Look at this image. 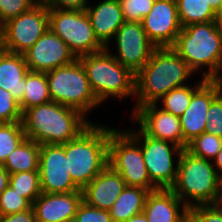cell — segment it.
Wrapping results in <instances>:
<instances>
[{"label": "cell", "instance_id": "obj_1", "mask_svg": "<svg viewBox=\"0 0 222 222\" xmlns=\"http://www.w3.org/2000/svg\"><path fill=\"white\" fill-rule=\"evenodd\" d=\"M196 77L171 47H156L148 62L135 75L132 112L140 106L156 104L166 93L192 83L198 79Z\"/></svg>", "mask_w": 222, "mask_h": 222}, {"label": "cell", "instance_id": "obj_2", "mask_svg": "<svg viewBox=\"0 0 222 222\" xmlns=\"http://www.w3.org/2000/svg\"><path fill=\"white\" fill-rule=\"evenodd\" d=\"M91 124L78 110L53 101L30 107L22 113L26 138L39 145L64 144L77 138Z\"/></svg>", "mask_w": 222, "mask_h": 222}, {"label": "cell", "instance_id": "obj_3", "mask_svg": "<svg viewBox=\"0 0 222 222\" xmlns=\"http://www.w3.org/2000/svg\"><path fill=\"white\" fill-rule=\"evenodd\" d=\"M171 48L199 78L213 80L222 68V23L186 25Z\"/></svg>", "mask_w": 222, "mask_h": 222}, {"label": "cell", "instance_id": "obj_4", "mask_svg": "<svg viewBox=\"0 0 222 222\" xmlns=\"http://www.w3.org/2000/svg\"><path fill=\"white\" fill-rule=\"evenodd\" d=\"M95 122L77 138L61 144L72 180L81 189L108 165L110 133L116 128Z\"/></svg>", "mask_w": 222, "mask_h": 222}, {"label": "cell", "instance_id": "obj_5", "mask_svg": "<svg viewBox=\"0 0 222 222\" xmlns=\"http://www.w3.org/2000/svg\"><path fill=\"white\" fill-rule=\"evenodd\" d=\"M171 190L188 208L218 204L222 195V179L211 160L195 157L184 149Z\"/></svg>", "mask_w": 222, "mask_h": 222}, {"label": "cell", "instance_id": "obj_6", "mask_svg": "<svg viewBox=\"0 0 222 222\" xmlns=\"http://www.w3.org/2000/svg\"><path fill=\"white\" fill-rule=\"evenodd\" d=\"M78 59L85 68L94 96L102 106L110 100L118 104L131 98L134 102L135 74L118 62L106 48Z\"/></svg>", "mask_w": 222, "mask_h": 222}, {"label": "cell", "instance_id": "obj_7", "mask_svg": "<svg viewBox=\"0 0 222 222\" xmlns=\"http://www.w3.org/2000/svg\"><path fill=\"white\" fill-rule=\"evenodd\" d=\"M46 77L53 102L78 110L93 123L89 115L102 105L94 96L85 68L78 58L46 72Z\"/></svg>", "mask_w": 222, "mask_h": 222}, {"label": "cell", "instance_id": "obj_8", "mask_svg": "<svg viewBox=\"0 0 222 222\" xmlns=\"http://www.w3.org/2000/svg\"><path fill=\"white\" fill-rule=\"evenodd\" d=\"M125 130L140 144L150 181L158 189H171L177 177L180 146L145 135L136 125Z\"/></svg>", "mask_w": 222, "mask_h": 222}, {"label": "cell", "instance_id": "obj_9", "mask_svg": "<svg viewBox=\"0 0 222 222\" xmlns=\"http://www.w3.org/2000/svg\"><path fill=\"white\" fill-rule=\"evenodd\" d=\"M108 164L118 172L127 186L149 192L158 188L150 181L140 144L122 128L110 133Z\"/></svg>", "mask_w": 222, "mask_h": 222}, {"label": "cell", "instance_id": "obj_10", "mask_svg": "<svg viewBox=\"0 0 222 222\" xmlns=\"http://www.w3.org/2000/svg\"><path fill=\"white\" fill-rule=\"evenodd\" d=\"M49 28L68 45L76 58L106 48L95 36L86 11L49 8Z\"/></svg>", "mask_w": 222, "mask_h": 222}, {"label": "cell", "instance_id": "obj_11", "mask_svg": "<svg viewBox=\"0 0 222 222\" xmlns=\"http://www.w3.org/2000/svg\"><path fill=\"white\" fill-rule=\"evenodd\" d=\"M49 29V7L38 2L1 26V49L24 54Z\"/></svg>", "mask_w": 222, "mask_h": 222}, {"label": "cell", "instance_id": "obj_12", "mask_svg": "<svg viewBox=\"0 0 222 222\" xmlns=\"http://www.w3.org/2000/svg\"><path fill=\"white\" fill-rule=\"evenodd\" d=\"M155 48L140 22L127 21L106 46L109 53L135 75L148 62Z\"/></svg>", "mask_w": 222, "mask_h": 222}, {"label": "cell", "instance_id": "obj_13", "mask_svg": "<svg viewBox=\"0 0 222 222\" xmlns=\"http://www.w3.org/2000/svg\"><path fill=\"white\" fill-rule=\"evenodd\" d=\"M38 171L42 193L82 191L72 180L65 149L61 144L40 145Z\"/></svg>", "mask_w": 222, "mask_h": 222}, {"label": "cell", "instance_id": "obj_14", "mask_svg": "<svg viewBox=\"0 0 222 222\" xmlns=\"http://www.w3.org/2000/svg\"><path fill=\"white\" fill-rule=\"evenodd\" d=\"M131 123L147 136L172 142L183 148V133L180 118L164 111L157 104H148L136 108L129 114Z\"/></svg>", "mask_w": 222, "mask_h": 222}, {"label": "cell", "instance_id": "obj_15", "mask_svg": "<svg viewBox=\"0 0 222 222\" xmlns=\"http://www.w3.org/2000/svg\"><path fill=\"white\" fill-rule=\"evenodd\" d=\"M148 39L156 47H171L183 28L175 0H155L151 11L141 21Z\"/></svg>", "mask_w": 222, "mask_h": 222}, {"label": "cell", "instance_id": "obj_16", "mask_svg": "<svg viewBox=\"0 0 222 222\" xmlns=\"http://www.w3.org/2000/svg\"><path fill=\"white\" fill-rule=\"evenodd\" d=\"M29 71L48 72L77 58L50 28L24 54Z\"/></svg>", "mask_w": 222, "mask_h": 222}, {"label": "cell", "instance_id": "obj_17", "mask_svg": "<svg viewBox=\"0 0 222 222\" xmlns=\"http://www.w3.org/2000/svg\"><path fill=\"white\" fill-rule=\"evenodd\" d=\"M219 94L218 84L214 80H207L192 95L188 108L179 117L183 133V149H186L189 142L205 132L209 107Z\"/></svg>", "mask_w": 222, "mask_h": 222}, {"label": "cell", "instance_id": "obj_18", "mask_svg": "<svg viewBox=\"0 0 222 222\" xmlns=\"http://www.w3.org/2000/svg\"><path fill=\"white\" fill-rule=\"evenodd\" d=\"M82 201V191L41 193L32 207L37 222H73Z\"/></svg>", "mask_w": 222, "mask_h": 222}, {"label": "cell", "instance_id": "obj_19", "mask_svg": "<svg viewBox=\"0 0 222 222\" xmlns=\"http://www.w3.org/2000/svg\"><path fill=\"white\" fill-rule=\"evenodd\" d=\"M126 182L109 164L83 189V201L97 209L109 210L125 189Z\"/></svg>", "mask_w": 222, "mask_h": 222}, {"label": "cell", "instance_id": "obj_20", "mask_svg": "<svg viewBox=\"0 0 222 222\" xmlns=\"http://www.w3.org/2000/svg\"><path fill=\"white\" fill-rule=\"evenodd\" d=\"M92 1L85 11L95 36L106 47L125 22L121 4L119 0H96L95 4Z\"/></svg>", "mask_w": 222, "mask_h": 222}, {"label": "cell", "instance_id": "obj_21", "mask_svg": "<svg viewBox=\"0 0 222 222\" xmlns=\"http://www.w3.org/2000/svg\"><path fill=\"white\" fill-rule=\"evenodd\" d=\"M143 212L149 222H184L188 218V207L171 189L149 192Z\"/></svg>", "mask_w": 222, "mask_h": 222}, {"label": "cell", "instance_id": "obj_22", "mask_svg": "<svg viewBox=\"0 0 222 222\" xmlns=\"http://www.w3.org/2000/svg\"><path fill=\"white\" fill-rule=\"evenodd\" d=\"M28 72L23 54L0 50V88L10 92L18 104L23 100Z\"/></svg>", "mask_w": 222, "mask_h": 222}, {"label": "cell", "instance_id": "obj_23", "mask_svg": "<svg viewBox=\"0 0 222 222\" xmlns=\"http://www.w3.org/2000/svg\"><path fill=\"white\" fill-rule=\"evenodd\" d=\"M149 191L141 187L126 186L109 209L112 222H125L143 212Z\"/></svg>", "mask_w": 222, "mask_h": 222}, {"label": "cell", "instance_id": "obj_24", "mask_svg": "<svg viewBox=\"0 0 222 222\" xmlns=\"http://www.w3.org/2000/svg\"><path fill=\"white\" fill-rule=\"evenodd\" d=\"M40 145L25 138L17 148L12 151L3 167L9 174L18 172L38 171Z\"/></svg>", "mask_w": 222, "mask_h": 222}, {"label": "cell", "instance_id": "obj_25", "mask_svg": "<svg viewBox=\"0 0 222 222\" xmlns=\"http://www.w3.org/2000/svg\"><path fill=\"white\" fill-rule=\"evenodd\" d=\"M201 79V80H200ZM193 83L174 88L166 93L156 104L164 111L180 117L188 108L192 95L208 80L203 77Z\"/></svg>", "mask_w": 222, "mask_h": 222}, {"label": "cell", "instance_id": "obj_26", "mask_svg": "<svg viewBox=\"0 0 222 222\" xmlns=\"http://www.w3.org/2000/svg\"><path fill=\"white\" fill-rule=\"evenodd\" d=\"M26 90L19 103L22 113L33 106L52 101L45 72L29 71L25 76Z\"/></svg>", "mask_w": 222, "mask_h": 222}, {"label": "cell", "instance_id": "obj_27", "mask_svg": "<svg viewBox=\"0 0 222 222\" xmlns=\"http://www.w3.org/2000/svg\"><path fill=\"white\" fill-rule=\"evenodd\" d=\"M182 27L186 25L219 21V16L204 0H175Z\"/></svg>", "mask_w": 222, "mask_h": 222}, {"label": "cell", "instance_id": "obj_28", "mask_svg": "<svg viewBox=\"0 0 222 222\" xmlns=\"http://www.w3.org/2000/svg\"><path fill=\"white\" fill-rule=\"evenodd\" d=\"M9 186L31 204L42 193L40 186L39 171L18 172L10 174Z\"/></svg>", "mask_w": 222, "mask_h": 222}, {"label": "cell", "instance_id": "obj_29", "mask_svg": "<svg viewBox=\"0 0 222 222\" xmlns=\"http://www.w3.org/2000/svg\"><path fill=\"white\" fill-rule=\"evenodd\" d=\"M26 138L22 121L0 123V164H4L9 154Z\"/></svg>", "mask_w": 222, "mask_h": 222}, {"label": "cell", "instance_id": "obj_30", "mask_svg": "<svg viewBox=\"0 0 222 222\" xmlns=\"http://www.w3.org/2000/svg\"><path fill=\"white\" fill-rule=\"evenodd\" d=\"M222 149V138L203 132L186 146L191 155L213 161Z\"/></svg>", "mask_w": 222, "mask_h": 222}, {"label": "cell", "instance_id": "obj_31", "mask_svg": "<svg viewBox=\"0 0 222 222\" xmlns=\"http://www.w3.org/2000/svg\"><path fill=\"white\" fill-rule=\"evenodd\" d=\"M31 207L32 204L10 186L0 195V216L22 212Z\"/></svg>", "mask_w": 222, "mask_h": 222}, {"label": "cell", "instance_id": "obj_32", "mask_svg": "<svg viewBox=\"0 0 222 222\" xmlns=\"http://www.w3.org/2000/svg\"><path fill=\"white\" fill-rule=\"evenodd\" d=\"M123 18L127 22H140L151 11L155 0H119Z\"/></svg>", "mask_w": 222, "mask_h": 222}, {"label": "cell", "instance_id": "obj_33", "mask_svg": "<svg viewBox=\"0 0 222 222\" xmlns=\"http://www.w3.org/2000/svg\"><path fill=\"white\" fill-rule=\"evenodd\" d=\"M37 0H0V27L21 13L29 11Z\"/></svg>", "mask_w": 222, "mask_h": 222}, {"label": "cell", "instance_id": "obj_34", "mask_svg": "<svg viewBox=\"0 0 222 222\" xmlns=\"http://www.w3.org/2000/svg\"><path fill=\"white\" fill-rule=\"evenodd\" d=\"M22 121V111L10 92L0 88V123Z\"/></svg>", "mask_w": 222, "mask_h": 222}, {"label": "cell", "instance_id": "obj_35", "mask_svg": "<svg viewBox=\"0 0 222 222\" xmlns=\"http://www.w3.org/2000/svg\"><path fill=\"white\" fill-rule=\"evenodd\" d=\"M188 218L192 222H222V205L208 204L188 208Z\"/></svg>", "mask_w": 222, "mask_h": 222}, {"label": "cell", "instance_id": "obj_36", "mask_svg": "<svg viewBox=\"0 0 222 222\" xmlns=\"http://www.w3.org/2000/svg\"><path fill=\"white\" fill-rule=\"evenodd\" d=\"M207 116L205 132L222 138V93L211 102Z\"/></svg>", "mask_w": 222, "mask_h": 222}, {"label": "cell", "instance_id": "obj_37", "mask_svg": "<svg viewBox=\"0 0 222 222\" xmlns=\"http://www.w3.org/2000/svg\"><path fill=\"white\" fill-rule=\"evenodd\" d=\"M73 222H112L109 210L97 209L82 201Z\"/></svg>", "mask_w": 222, "mask_h": 222}, {"label": "cell", "instance_id": "obj_38", "mask_svg": "<svg viewBox=\"0 0 222 222\" xmlns=\"http://www.w3.org/2000/svg\"><path fill=\"white\" fill-rule=\"evenodd\" d=\"M91 0H45L49 8L85 11Z\"/></svg>", "mask_w": 222, "mask_h": 222}, {"label": "cell", "instance_id": "obj_39", "mask_svg": "<svg viewBox=\"0 0 222 222\" xmlns=\"http://www.w3.org/2000/svg\"><path fill=\"white\" fill-rule=\"evenodd\" d=\"M0 222H37L33 207L28 210L0 216Z\"/></svg>", "mask_w": 222, "mask_h": 222}, {"label": "cell", "instance_id": "obj_40", "mask_svg": "<svg viewBox=\"0 0 222 222\" xmlns=\"http://www.w3.org/2000/svg\"><path fill=\"white\" fill-rule=\"evenodd\" d=\"M9 181V172L3 167V164H0V195L9 186Z\"/></svg>", "mask_w": 222, "mask_h": 222}, {"label": "cell", "instance_id": "obj_41", "mask_svg": "<svg viewBox=\"0 0 222 222\" xmlns=\"http://www.w3.org/2000/svg\"><path fill=\"white\" fill-rule=\"evenodd\" d=\"M217 175L222 179V149L219 151L218 155L212 161Z\"/></svg>", "mask_w": 222, "mask_h": 222}, {"label": "cell", "instance_id": "obj_42", "mask_svg": "<svg viewBox=\"0 0 222 222\" xmlns=\"http://www.w3.org/2000/svg\"><path fill=\"white\" fill-rule=\"evenodd\" d=\"M212 10L219 16L222 12V0H204Z\"/></svg>", "mask_w": 222, "mask_h": 222}, {"label": "cell", "instance_id": "obj_43", "mask_svg": "<svg viewBox=\"0 0 222 222\" xmlns=\"http://www.w3.org/2000/svg\"><path fill=\"white\" fill-rule=\"evenodd\" d=\"M125 222H149L144 212L134 215Z\"/></svg>", "mask_w": 222, "mask_h": 222}, {"label": "cell", "instance_id": "obj_44", "mask_svg": "<svg viewBox=\"0 0 222 222\" xmlns=\"http://www.w3.org/2000/svg\"><path fill=\"white\" fill-rule=\"evenodd\" d=\"M213 80L218 84L220 93H222V68L219 74Z\"/></svg>", "mask_w": 222, "mask_h": 222}, {"label": "cell", "instance_id": "obj_45", "mask_svg": "<svg viewBox=\"0 0 222 222\" xmlns=\"http://www.w3.org/2000/svg\"><path fill=\"white\" fill-rule=\"evenodd\" d=\"M219 21L222 23V12H221V14L219 15Z\"/></svg>", "mask_w": 222, "mask_h": 222}, {"label": "cell", "instance_id": "obj_46", "mask_svg": "<svg viewBox=\"0 0 222 222\" xmlns=\"http://www.w3.org/2000/svg\"><path fill=\"white\" fill-rule=\"evenodd\" d=\"M0 50H1V27H0Z\"/></svg>", "mask_w": 222, "mask_h": 222}, {"label": "cell", "instance_id": "obj_47", "mask_svg": "<svg viewBox=\"0 0 222 222\" xmlns=\"http://www.w3.org/2000/svg\"><path fill=\"white\" fill-rule=\"evenodd\" d=\"M184 222H192L189 218H187Z\"/></svg>", "mask_w": 222, "mask_h": 222}]
</instances>
